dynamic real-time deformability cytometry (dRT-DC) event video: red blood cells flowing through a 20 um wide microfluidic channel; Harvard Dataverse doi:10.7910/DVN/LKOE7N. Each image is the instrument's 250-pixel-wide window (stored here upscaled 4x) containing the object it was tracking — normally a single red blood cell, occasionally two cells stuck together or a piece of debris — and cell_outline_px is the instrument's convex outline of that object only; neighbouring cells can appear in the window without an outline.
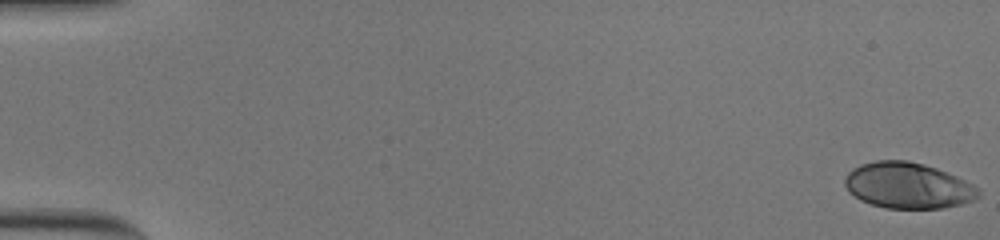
{"species": "human", "species_latin": "Homo sapiens", "temperature_condition": "cold", "stored_images_in_passage": 57, "camera_frame_rate_fps": 3000, "um_per_image_px": 0.085, "donor": {"sex": "male"}, "frame": {"image": 1, "passage_image": 1, "time_ms": 0.0, "image_size_px": [1000, 240], "cell_outline_px": [[980, 196], [972, 200], [960, 204], [944, 208], [884, 208], [860, 200], [848, 192], [844, 184], [844, 176], [852, 168], [860, 164], [876, 160], [908, 160], [924, 164], [936, 168], [956, 176], [972, 184], [980, 192]], "centroid_in_image_um": [77.12, 15.76], "position_along_channel_um": 7.9, "area_um2": 35.84}}
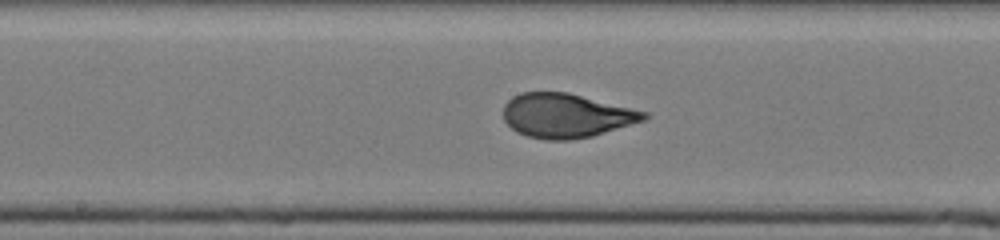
{"frame": {"image": 2, "passage_image": 31, "time_ms": 10.0, "image_size_px": [1000, 240], "cell_outline_px": [[648, 116], [644, 120], [592, 136], [572, 140], [544, 140], [528, 136], [516, 132], [504, 120], [504, 104], [512, 96], [520, 92], [568, 92], [648, 112]], "centroid_in_image_um": [48.1, 9.82], "position_along_channel_um": 200.1, "area_um2": 36.18}}
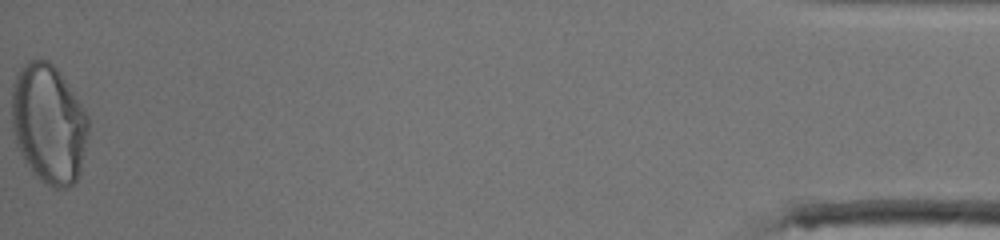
{"frame": {"image": 3, "passage_image": 57, "time_ms": 18.667, "image_size_px": [1000, 240], "cell_outline_px": [[88, 132], [80, 172], [76, 180], [68, 188], [56, 188], [40, 180], [32, 172], [24, 160], [16, 144], [12, 128], [12, 84], [20, 68], [28, 60], [48, 60], [60, 72], [84, 108], [88, 116]], "centroid_in_image_um": [4.13, 10.52], "position_along_channel_um": 431.1, "area_um2": 53.23}, "authors_computed_cell_mechanics": {"area_um2": 36.0672, "velocity_mm_per_s": 3.6792, "shape_relaxation_time_tau1_ms": 4.3348, "shape_relaxation_time_tau2_ms": null, "deformation_change_tau1": 0.1976, "deformation_change_tau2": null}}